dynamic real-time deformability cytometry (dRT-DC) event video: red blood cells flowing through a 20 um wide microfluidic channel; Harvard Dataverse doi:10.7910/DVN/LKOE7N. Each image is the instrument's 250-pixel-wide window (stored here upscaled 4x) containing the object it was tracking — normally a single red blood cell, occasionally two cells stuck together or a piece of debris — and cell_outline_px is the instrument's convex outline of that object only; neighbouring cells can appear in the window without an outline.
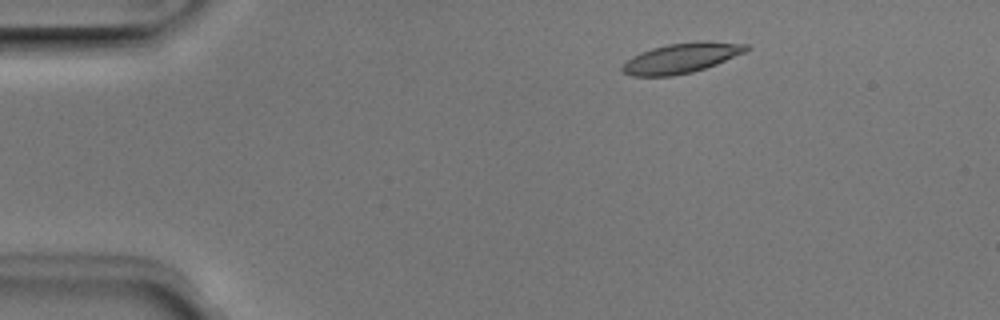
{"species": "Egyptian fruit bat (a non-hibernating species)", "species_latin": "Rousettus aegyptiacus", "temperature_condition": "room temperature", "stored_images_in_passage": 4, "camera_frame_rate_fps": 3000, "um_per_image_px": 0.085, "animal": {"sex": "male"}, "frame": {"image": 1, "passage_image": 2, "time_ms": 0.333, "image_size_px": [1000, 320], "cell_outline_px": [[752, 48], [744, 52], [716, 64], [692, 72], [672, 76], [632, 76], [624, 72], [620, 68], [632, 56], [640, 52], [652, 48], [668, 44], [708, 40], [748, 44]], "centroid_in_image_um": [57.93, 4.92], "position_along_channel_um": 27.1, "area_um2": 21.62}}
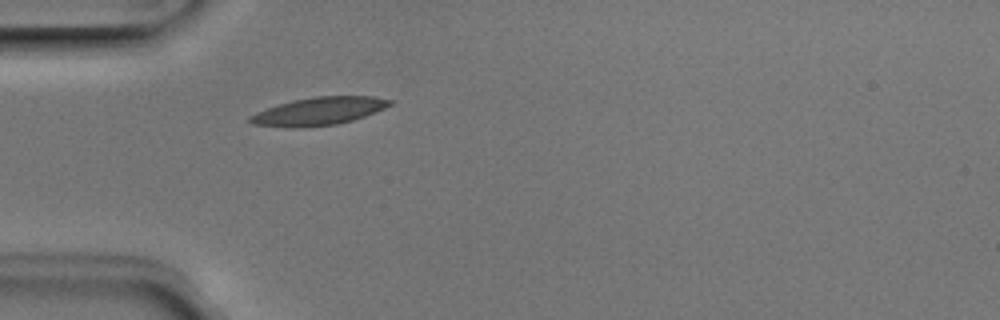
{"frame": {"image": 2, "passage_image": 4, "time_ms": 1.0, "image_size_px": [1000, 320], "cell_outline_px": [[396, 100], [392, 104], [384, 108], [364, 116], [352, 120], [336, 124], [300, 128], [288, 128], [252, 124], [248, 120], [248, 116], [256, 112], [292, 100], [316, 96], [376, 96]], "centroid_in_image_um": [27.11, 9.45], "position_along_channel_um": 57.9, "area_um2": 22.83}}